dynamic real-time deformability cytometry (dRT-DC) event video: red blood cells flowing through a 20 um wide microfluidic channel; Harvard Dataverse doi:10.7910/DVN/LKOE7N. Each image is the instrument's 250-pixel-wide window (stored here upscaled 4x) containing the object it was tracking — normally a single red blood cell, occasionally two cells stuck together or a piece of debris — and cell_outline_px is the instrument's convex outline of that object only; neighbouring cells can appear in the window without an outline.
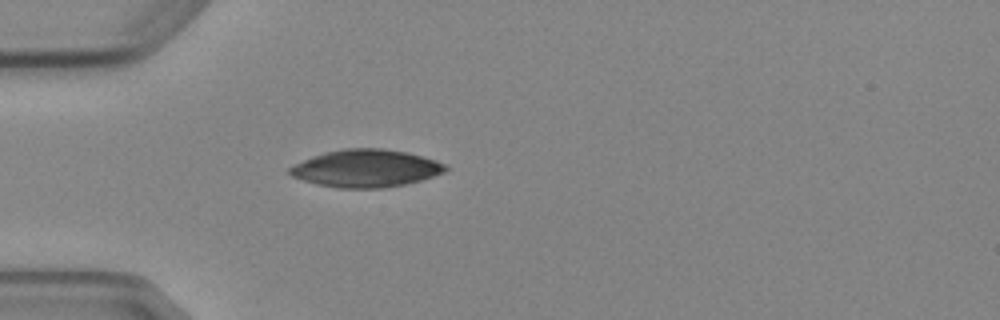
{"species": "Egyptian fruit bat (a non-hibernating species)", "species_latin": "Rousettus aegyptiacus", "temperature_condition": "cold", "stored_images_in_passage": 1, "camera_frame_rate_fps": 3000, "um_per_image_px": 0.085, "animal": {"sex": "female"}, "frame": {"image": 1, "passage_image": 1, "time_ms": 0.0, "image_size_px": [1000, 320], "cell_outline_px": [[448, 168], [444, 172], [420, 180], [404, 184], [384, 188], [336, 188], [316, 184], [292, 176], [288, 172], [288, 168], [312, 156], [324, 152], [344, 148], [384, 148], [408, 152], [436, 160], [444, 164]], "centroid_in_image_um": [31.09, 14.3], "position_along_channel_um": 53.9, "area_um2": 34.04}}